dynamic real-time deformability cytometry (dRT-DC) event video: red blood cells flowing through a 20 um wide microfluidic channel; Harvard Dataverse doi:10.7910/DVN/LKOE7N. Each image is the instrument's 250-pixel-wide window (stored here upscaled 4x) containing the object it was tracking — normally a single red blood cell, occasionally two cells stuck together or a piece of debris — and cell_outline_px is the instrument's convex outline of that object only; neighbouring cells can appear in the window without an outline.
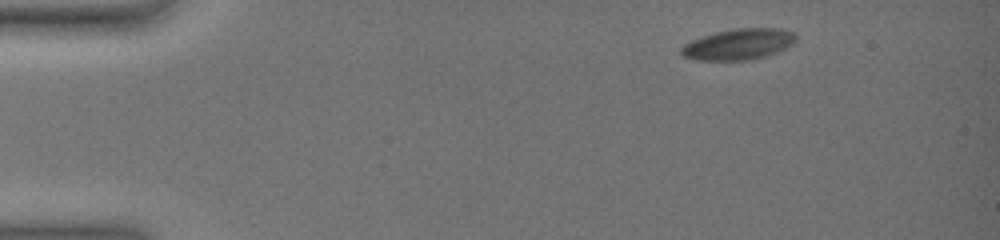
{"species": "common noctule bat (a hibernating species)", "species_latin": "Nyctalus noctula", "temperature_condition": "warm", "stored_images_in_passage": 27, "camera_frame_rate_fps": 3000, "um_per_image_px": 0.085, "animal": {"sex": "female", "body_mass_g": 19.0, "forearm_length_mm": 51.5}, "frame": {"image": 1, "passage_image": 1, "time_ms": 0.0, "image_size_px": [1000, 240], "cell_outline_px": [[796, 40], [792, 44], [768, 56], [752, 60], [692, 60], [684, 56], [680, 52], [680, 48], [684, 44], [692, 40], [716, 32], [732, 28], [780, 28], [792, 32], [796, 36]], "centroid_in_image_um": [62.77, 3.77], "position_along_channel_um": 22.2, "area_um2": 20.75}}
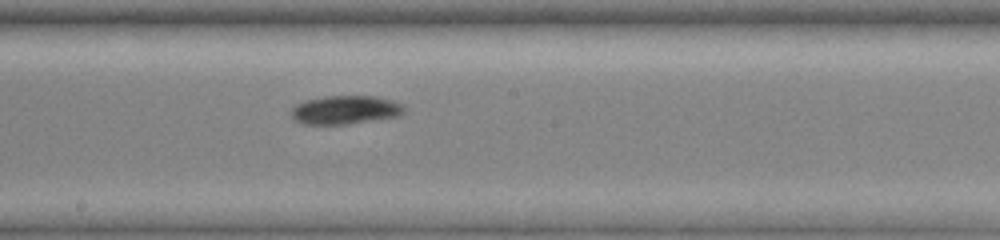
{"frame": {"image": 2, "passage_image": 21, "time_ms": 8.333, "image_size_px": [1000, 240], "cell_outline_px": [[404, 112], [396, 116], [344, 124], [304, 124], [296, 120], [292, 116], [292, 108], [296, 104], [304, 100], [324, 96], [376, 96], [392, 100], [404, 104]], "centroid_in_image_um": [29.34, 9.32], "position_along_channel_um": 218.9, "area_um2": 18.61}}
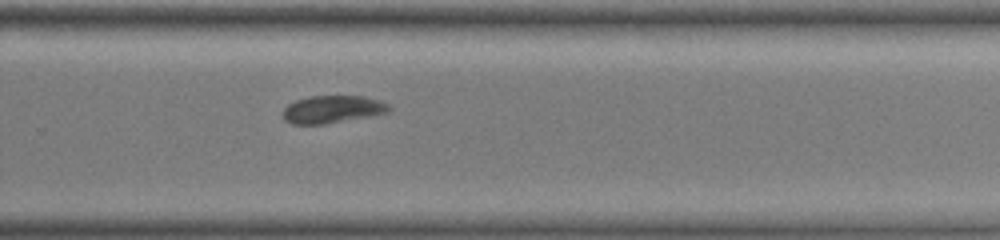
{"frame": {"image": 3, "passage_image": 27, "time_ms": 10.667, "image_size_px": [1000, 240], "cell_outline_px": [[392, 108], [388, 112], [368, 116], [324, 124], [292, 124], [284, 120], [284, 108], [288, 104], [296, 100], [308, 96], [364, 96], [380, 100], [388, 104]], "centroid_in_image_um": [28.25, 9.28], "position_along_channel_um": 301.5, "area_um2": 16.94}}